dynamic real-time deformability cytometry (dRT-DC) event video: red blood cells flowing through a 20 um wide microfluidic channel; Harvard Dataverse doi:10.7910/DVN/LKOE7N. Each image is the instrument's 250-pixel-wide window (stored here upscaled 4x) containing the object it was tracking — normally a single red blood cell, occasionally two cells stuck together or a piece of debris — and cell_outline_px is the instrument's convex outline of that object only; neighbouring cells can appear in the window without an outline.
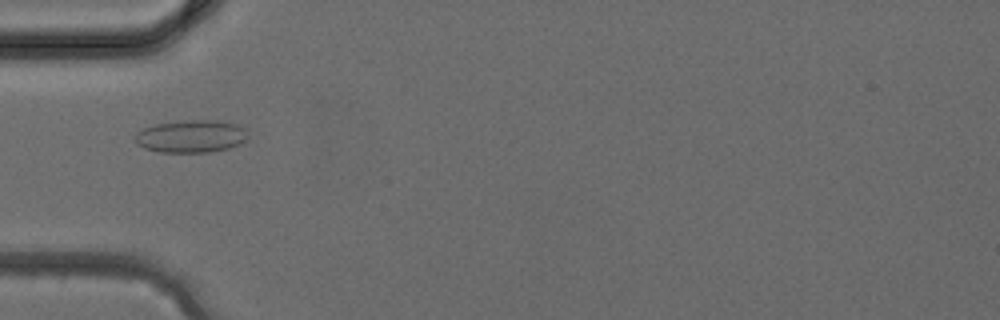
{"species": "common noctule bat (a hibernating species)", "species_latin": "Nyctalus noctula", "temperature_condition": "cold", "stored_images_in_passage": 39, "camera_frame_rate_fps": 3000, "um_per_image_px": 0.085, "animal": {"sex": "female", "body_mass_g": 24.6, "forearm_length_mm": 56.2}, "frame": {"image": 1, "passage_image": 13, "time_ms": 4.0, "image_size_px": [1000, 320], "cell_outline_px": [[244, 140], [228, 148], [208, 152], [160, 152], [144, 148], [136, 144], [136, 132], [144, 128], [156, 124], [184, 120], [220, 120], [236, 124], [244, 128]], "centroid_in_image_um": [16.18, 11.58], "position_along_channel_um": 68.8, "area_um2": 21.1}}
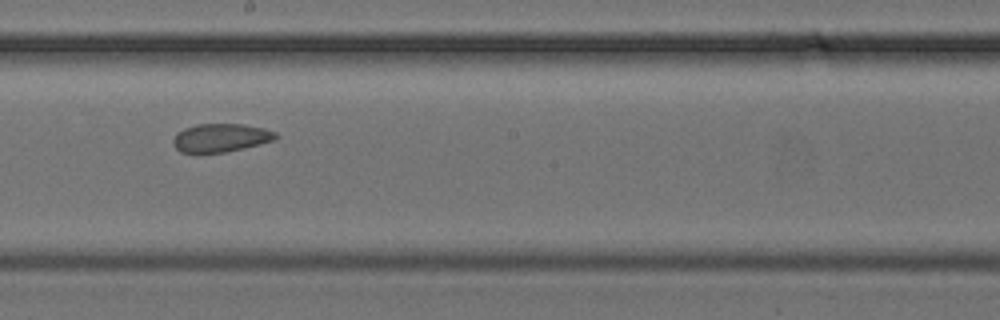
{"frame": {"image": 2, "passage_image": 22, "time_ms": 7.0, "image_size_px": [1000, 320], "cell_outline_px": [[280, 136], [276, 140], [244, 148], [224, 152], [196, 156], [180, 152], [172, 144], [172, 140], [176, 132], [184, 128], [196, 124], [240, 124], [264, 128], [276, 132]], "centroid_in_image_um": [18.71, 11.75], "position_along_channel_um": 229.5, "area_um2": 17.69}}
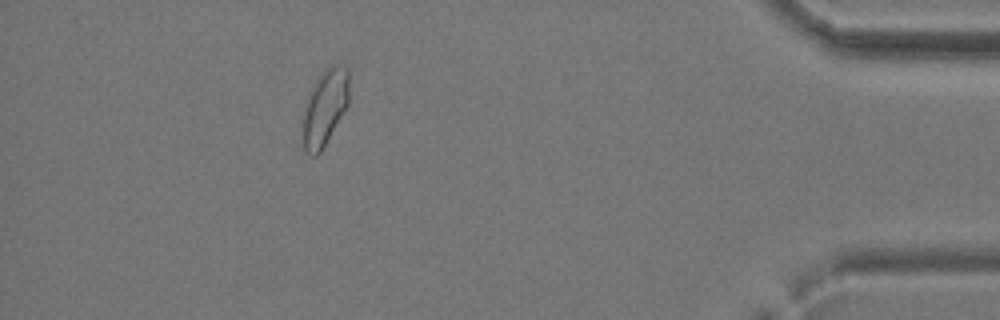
{"frame": {"image": 3, "passage_image": 35, "time_ms": 11.333, "image_size_px": [1000, 320], "cell_outline_px": [[348, 104], [320, 152], [316, 156], [312, 156], [304, 148], [300, 140], [300, 120], [304, 104], [308, 92], [312, 84], [332, 64], [336, 64], [348, 68]], "centroid_in_image_um": [27.52, 9.18], "position_along_channel_um": 407.7, "area_um2": 20.92}}